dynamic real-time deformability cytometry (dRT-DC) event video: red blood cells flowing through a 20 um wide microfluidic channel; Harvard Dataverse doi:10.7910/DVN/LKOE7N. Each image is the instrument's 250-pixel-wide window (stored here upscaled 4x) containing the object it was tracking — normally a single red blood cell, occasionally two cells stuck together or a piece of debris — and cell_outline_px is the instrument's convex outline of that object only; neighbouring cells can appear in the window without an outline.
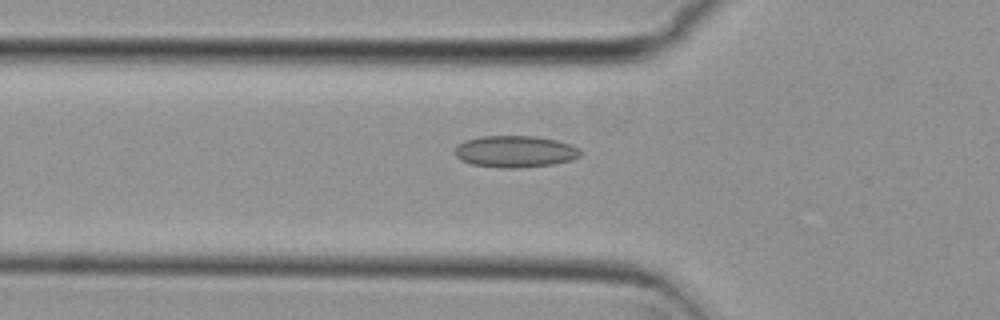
{"species": "common noctule bat (a hibernating species)", "species_latin": "Nyctalus noctula", "temperature_condition": "cold", "stored_images_in_passage": 38, "camera_frame_rate_fps": 3000, "um_per_image_px": 0.085, "animal": {"sex": "female", "body_mass_g": 29.2, "forearm_length_mm": 56.3}, "frame": {"image": 1, "passage_image": 2, "time_ms": 0.333, "image_size_px": [1000, 320], "cell_outline_px": [[580, 156], [572, 160], [552, 164], [520, 168], [500, 168], [472, 164], [460, 160], [456, 156], [456, 148], [464, 140], [480, 136], [536, 136], [556, 140], [572, 144], [580, 148]], "centroid_in_image_um": [43.81, 12.88], "position_along_channel_um": 82.0, "area_um2": 23.29}}
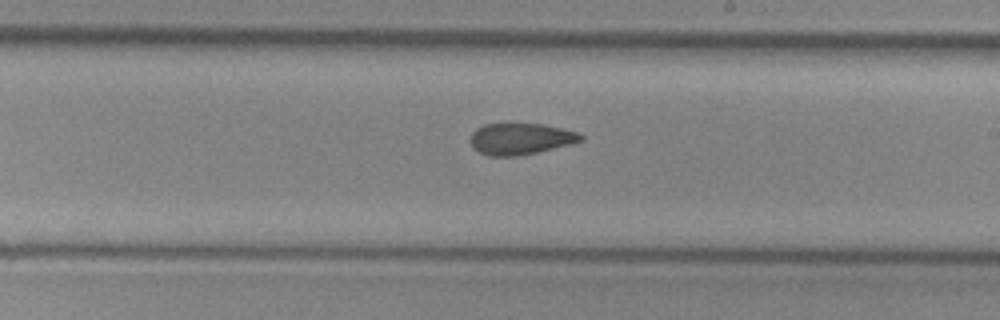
{"frame": {"image": 2, "passage_image": 15, "time_ms": 4.667, "image_size_px": [1000, 320], "cell_outline_px": [[584, 140], [572, 144], [536, 152], [516, 156], [488, 156], [472, 148], [468, 140], [472, 132], [476, 128], [484, 124], [544, 124], [576, 132], [584, 136]], "centroid_in_image_um": [44.2, 11.8], "position_along_channel_um": 244.8, "area_um2": 20.29}}
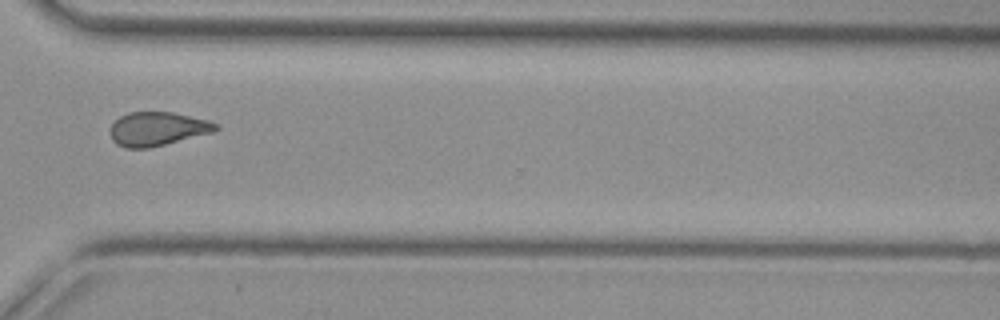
{"frame": {"image": 3, "passage_image": 24, "time_ms": 7.667, "image_size_px": [1000, 320], "cell_outline_px": [[220, 128], [212, 132], [148, 148], [124, 148], [116, 144], [112, 140], [112, 124], [120, 116], [128, 112], [172, 112], [208, 120], [216, 124]], "centroid_in_image_um": [13.36, 10.95], "position_along_channel_um": 357.2, "area_um2": 20.46}, "authors_computed_cell_mechanics": {"area_um2": 20.9814, "velocity_mm_per_s": 3.7459, "shape_relaxation_time_tau1_ms": null, "shape_relaxation_time_tau2_ms": 4.2508, "deformation_change_tau1": null, "deformation_change_tau2": 0.1015}}